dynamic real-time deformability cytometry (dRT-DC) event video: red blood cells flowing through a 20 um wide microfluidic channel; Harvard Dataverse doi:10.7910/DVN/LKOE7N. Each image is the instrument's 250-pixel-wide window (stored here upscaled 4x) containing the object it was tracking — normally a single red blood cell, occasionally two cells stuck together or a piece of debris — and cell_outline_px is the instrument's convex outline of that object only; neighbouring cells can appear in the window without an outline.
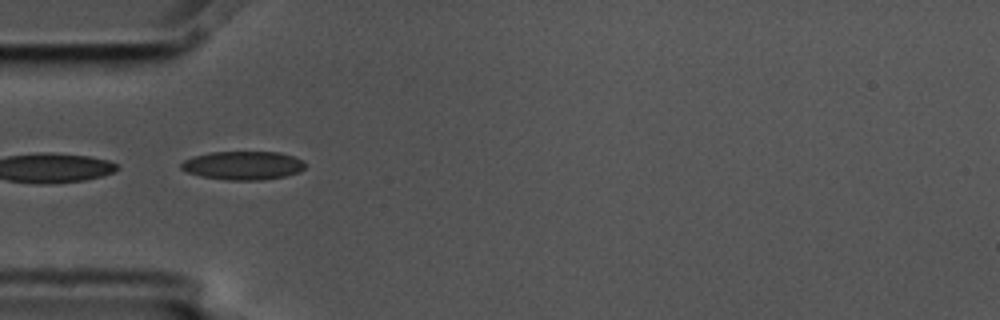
{"species": "common noctule bat (a hibernating species)", "species_latin": "Nyctalus noctula", "temperature_condition": "cold", "stored_images_in_passage": 6, "camera_frame_rate_fps": 3000, "um_per_image_px": 0.085, "animal": {"sex": "male", "body_mass_g": 17.5, "forearm_length_mm": 52.3}, "frame": {"image": 1, "passage_image": 5, "time_ms": 1.333, "image_size_px": [1000, 320], "cell_outline_px": [[308, 164], [304, 168], [296, 172], [284, 176], [264, 180], [228, 180], [200, 176], [188, 172], [180, 168], [180, 164], [184, 160], [192, 156], [212, 152], [280, 152], [304, 160]], "centroid_in_image_um": [20.66, 14.06], "position_along_channel_um": 64.3, "area_um2": 20.69}}